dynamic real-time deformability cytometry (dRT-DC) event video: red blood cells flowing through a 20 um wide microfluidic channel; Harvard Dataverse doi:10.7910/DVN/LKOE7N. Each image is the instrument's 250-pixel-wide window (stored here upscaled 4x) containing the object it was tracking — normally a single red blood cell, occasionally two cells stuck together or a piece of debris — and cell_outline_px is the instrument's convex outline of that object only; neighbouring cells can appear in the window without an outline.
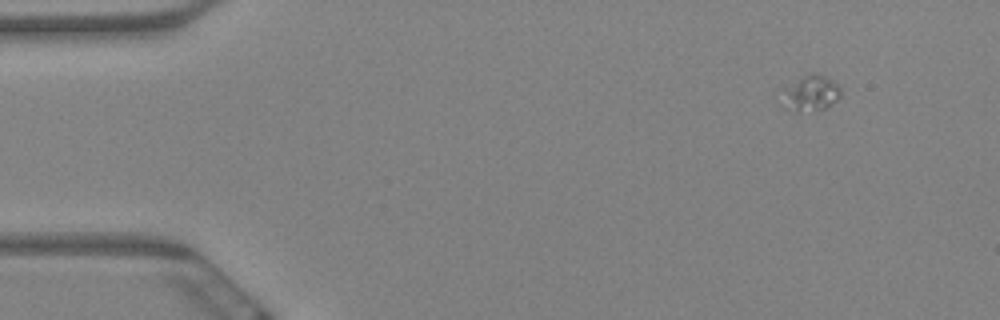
{"species": "Egyptian fruit bat (a non-hibernating species)", "species_latin": "Rousettus aegyptiacus", "temperature_condition": "warm", "stored_images_in_passage": 4, "camera_frame_rate_fps": 3000, "um_per_image_px": 0.085, "animal": {"sex": "female"}, "frame": {"image": 1, "passage_image": 1, "time_ms": 0.0, "image_size_px": [1000, 320], "cell_outline_px": [[840, 96], [828, 108], [796, 112], [784, 108], [772, 96], [784, 88], [804, 76], [812, 72], [816, 72], [840, 84]], "centroid_in_image_um": [68.77, 7.95], "position_along_channel_um": 16.2, "area_um2": 12.95}}